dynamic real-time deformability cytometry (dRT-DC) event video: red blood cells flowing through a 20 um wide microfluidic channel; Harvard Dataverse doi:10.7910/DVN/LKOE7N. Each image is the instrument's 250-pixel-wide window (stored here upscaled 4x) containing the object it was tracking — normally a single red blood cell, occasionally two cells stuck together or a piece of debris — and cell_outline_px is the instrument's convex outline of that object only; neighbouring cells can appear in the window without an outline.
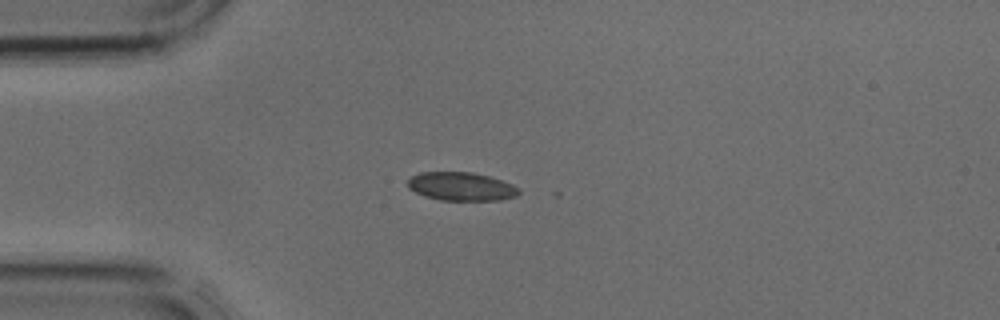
{"species": "common noctule bat (a hibernating species)", "species_latin": "Nyctalus noctula", "temperature_condition": "cold", "stored_images_in_passage": 2, "camera_frame_rate_fps": 3000, "um_per_image_px": 0.085, "animal": {"sex": "male", "body_mass_g": 17.9, "forearm_length_mm": 54.2}, "frame": {"image": 1, "passage_image": 2, "time_ms": 0.333, "image_size_px": [1000, 320], "cell_outline_px": [[520, 192], [516, 196], [500, 200], [440, 200], [424, 196], [408, 188], [408, 180], [412, 176], [420, 172], [472, 172], [488, 176], [512, 184], [520, 188]], "centroid_in_image_um": [39.21, 15.85], "position_along_channel_um": 45.8, "area_um2": 18.38}}